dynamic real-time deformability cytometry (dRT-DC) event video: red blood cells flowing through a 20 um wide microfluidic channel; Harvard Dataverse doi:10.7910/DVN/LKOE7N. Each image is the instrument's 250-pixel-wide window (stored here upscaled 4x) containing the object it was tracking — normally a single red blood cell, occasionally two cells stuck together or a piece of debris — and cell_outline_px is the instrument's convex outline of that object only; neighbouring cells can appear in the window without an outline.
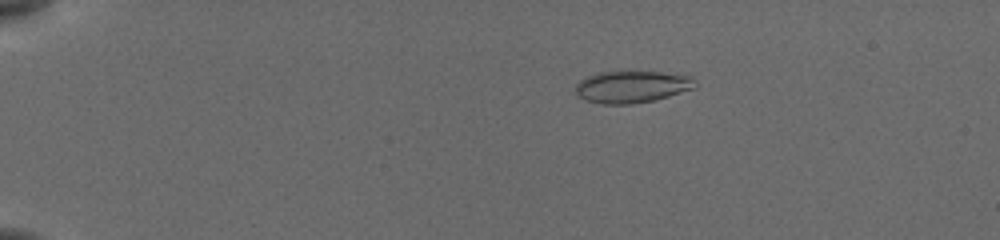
{"species": "common noctule bat (a hibernating species)", "species_latin": "Nyctalus noctula", "temperature_condition": "cold", "stored_images_in_passage": 52, "camera_frame_rate_fps": 3000, "um_per_image_px": 0.085, "animal": {"sex": "female", "body_mass_g": 19.5, "forearm_length_mm": 54.1}, "frame": {"image": 1, "passage_image": 8, "time_ms": 2.333, "image_size_px": [1000, 240], "cell_outline_px": [[696, 88], [668, 96], [652, 100], [628, 104], [604, 104], [588, 100], [580, 96], [576, 92], [576, 84], [580, 80], [588, 76], [600, 72], [660, 72], [692, 76], [696, 80]], "centroid_in_image_um": [53.75, 7.37], "position_along_channel_um": 31.2, "area_um2": 21.96}}
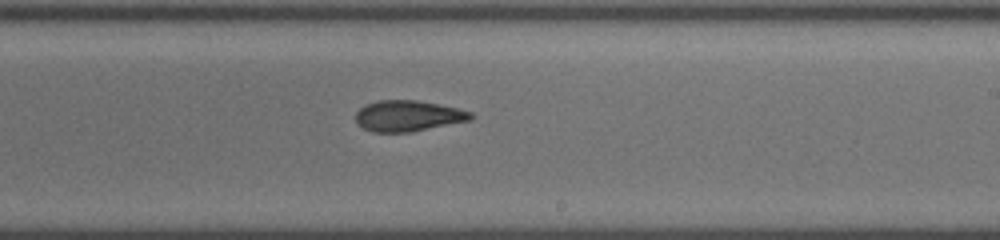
{"frame": {"image": 2, "passage_image": 32, "time_ms": 10.333, "image_size_px": [1000, 240], "cell_outline_px": [[472, 116], [468, 120], [412, 132], [372, 132], [364, 128], [356, 120], [356, 112], [364, 104], [380, 100], [416, 100], [456, 108], [472, 112]], "centroid_in_image_um": [34.63, 9.85], "position_along_channel_um": 254.4, "area_um2": 20.4}}
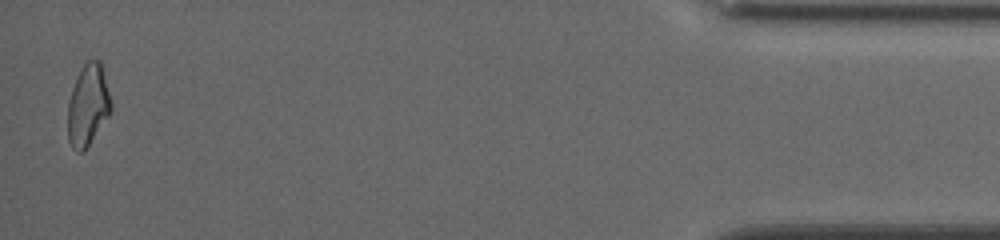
{"frame": {"image": 3, "passage_image": 51, "time_ms": 16.667, "image_size_px": [1000, 240], "cell_outline_px": [[112, 108], [108, 116], [84, 152], [76, 152], [72, 148], [68, 140], [68, 104], [72, 88], [80, 68], [88, 60], [100, 60], [112, 104]], "centroid_in_image_um": [7.46, 8.96], "position_along_channel_um": 427.7, "area_um2": 20.46}, "authors_computed_cell_mechanics": {"area_um2": 21.1259, "velocity_mm_per_s": 3.8736, "shape_relaxation_time_tau1_ms": 6.4114, "shape_relaxation_time_tau2_ms": 2.4325, "deformation_change_tau1": 0.1539, "deformation_change_tau2": 0.0804}}